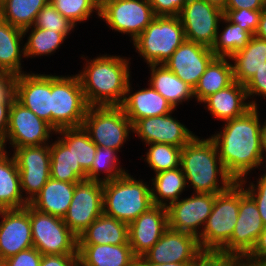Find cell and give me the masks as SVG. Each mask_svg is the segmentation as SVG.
<instances>
[{"mask_svg":"<svg viewBox=\"0 0 266 266\" xmlns=\"http://www.w3.org/2000/svg\"><path fill=\"white\" fill-rule=\"evenodd\" d=\"M15 99L51 125V73L28 71L17 76Z\"/></svg>","mask_w":266,"mask_h":266,"instance_id":"cell-20","label":"cell"},{"mask_svg":"<svg viewBox=\"0 0 266 266\" xmlns=\"http://www.w3.org/2000/svg\"><path fill=\"white\" fill-rule=\"evenodd\" d=\"M152 176L149 180L154 205L168 207L188 190L181 167L161 171Z\"/></svg>","mask_w":266,"mask_h":266,"instance_id":"cell-33","label":"cell"},{"mask_svg":"<svg viewBox=\"0 0 266 266\" xmlns=\"http://www.w3.org/2000/svg\"><path fill=\"white\" fill-rule=\"evenodd\" d=\"M261 167L263 170L266 172V119L264 120V126H263V131H262V163Z\"/></svg>","mask_w":266,"mask_h":266,"instance_id":"cell-56","label":"cell"},{"mask_svg":"<svg viewBox=\"0 0 266 266\" xmlns=\"http://www.w3.org/2000/svg\"><path fill=\"white\" fill-rule=\"evenodd\" d=\"M216 194L190 193L167 207L168 227L199 238L211 214Z\"/></svg>","mask_w":266,"mask_h":266,"instance_id":"cell-14","label":"cell"},{"mask_svg":"<svg viewBox=\"0 0 266 266\" xmlns=\"http://www.w3.org/2000/svg\"><path fill=\"white\" fill-rule=\"evenodd\" d=\"M78 244H129L128 224L102 213L79 235Z\"/></svg>","mask_w":266,"mask_h":266,"instance_id":"cell-31","label":"cell"},{"mask_svg":"<svg viewBox=\"0 0 266 266\" xmlns=\"http://www.w3.org/2000/svg\"><path fill=\"white\" fill-rule=\"evenodd\" d=\"M75 186L76 183L50 178L29 204L40 212L63 218L72 201Z\"/></svg>","mask_w":266,"mask_h":266,"instance_id":"cell-28","label":"cell"},{"mask_svg":"<svg viewBox=\"0 0 266 266\" xmlns=\"http://www.w3.org/2000/svg\"><path fill=\"white\" fill-rule=\"evenodd\" d=\"M254 35L258 38L266 40V8L262 10L258 28Z\"/></svg>","mask_w":266,"mask_h":266,"instance_id":"cell-55","label":"cell"},{"mask_svg":"<svg viewBox=\"0 0 266 266\" xmlns=\"http://www.w3.org/2000/svg\"><path fill=\"white\" fill-rule=\"evenodd\" d=\"M16 78L10 73H0V102H13Z\"/></svg>","mask_w":266,"mask_h":266,"instance_id":"cell-48","label":"cell"},{"mask_svg":"<svg viewBox=\"0 0 266 266\" xmlns=\"http://www.w3.org/2000/svg\"><path fill=\"white\" fill-rule=\"evenodd\" d=\"M204 252L198 238L167 228L158 242L143 256L152 263H194Z\"/></svg>","mask_w":266,"mask_h":266,"instance_id":"cell-18","label":"cell"},{"mask_svg":"<svg viewBox=\"0 0 266 266\" xmlns=\"http://www.w3.org/2000/svg\"><path fill=\"white\" fill-rule=\"evenodd\" d=\"M96 3H97V5L100 7L103 3H105L106 1H108V0H94Z\"/></svg>","mask_w":266,"mask_h":266,"instance_id":"cell-60","label":"cell"},{"mask_svg":"<svg viewBox=\"0 0 266 266\" xmlns=\"http://www.w3.org/2000/svg\"><path fill=\"white\" fill-rule=\"evenodd\" d=\"M251 37L252 35L249 32L239 25L230 22L223 16L219 24L215 43L211 50L216 57H230L235 52L243 49Z\"/></svg>","mask_w":266,"mask_h":266,"instance_id":"cell-38","label":"cell"},{"mask_svg":"<svg viewBox=\"0 0 266 266\" xmlns=\"http://www.w3.org/2000/svg\"><path fill=\"white\" fill-rule=\"evenodd\" d=\"M223 16L222 9L205 0H188L179 15L186 40L212 48Z\"/></svg>","mask_w":266,"mask_h":266,"instance_id":"cell-15","label":"cell"},{"mask_svg":"<svg viewBox=\"0 0 266 266\" xmlns=\"http://www.w3.org/2000/svg\"><path fill=\"white\" fill-rule=\"evenodd\" d=\"M206 2H208L209 4H212L222 10L225 9L227 0H205Z\"/></svg>","mask_w":266,"mask_h":266,"instance_id":"cell-58","label":"cell"},{"mask_svg":"<svg viewBox=\"0 0 266 266\" xmlns=\"http://www.w3.org/2000/svg\"><path fill=\"white\" fill-rule=\"evenodd\" d=\"M88 108L76 74H51V126L56 131L82 127Z\"/></svg>","mask_w":266,"mask_h":266,"instance_id":"cell-7","label":"cell"},{"mask_svg":"<svg viewBox=\"0 0 266 266\" xmlns=\"http://www.w3.org/2000/svg\"><path fill=\"white\" fill-rule=\"evenodd\" d=\"M242 259H258L266 261V228L261 232L252 251Z\"/></svg>","mask_w":266,"mask_h":266,"instance_id":"cell-52","label":"cell"},{"mask_svg":"<svg viewBox=\"0 0 266 266\" xmlns=\"http://www.w3.org/2000/svg\"><path fill=\"white\" fill-rule=\"evenodd\" d=\"M23 30L0 18V73L15 76L27 73L22 62L25 59Z\"/></svg>","mask_w":266,"mask_h":266,"instance_id":"cell-27","label":"cell"},{"mask_svg":"<svg viewBox=\"0 0 266 266\" xmlns=\"http://www.w3.org/2000/svg\"><path fill=\"white\" fill-rule=\"evenodd\" d=\"M265 8V0H227L224 10H263Z\"/></svg>","mask_w":266,"mask_h":266,"instance_id":"cell-51","label":"cell"},{"mask_svg":"<svg viewBox=\"0 0 266 266\" xmlns=\"http://www.w3.org/2000/svg\"><path fill=\"white\" fill-rule=\"evenodd\" d=\"M168 228L167 207L154 205L128 225L129 245L136 257L143 256Z\"/></svg>","mask_w":266,"mask_h":266,"instance_id":"cell-22","label":"cell"},{"mask_svg":"<svg viewBox=\"0 0 266 266\" xmlns=\"http://www.w3.org/2000/svg\"><path fill=\"white\" fill-rule=\"evenodd\" d=\"M180 167L186 178L188 191L193 193H221L235 180L220 160L215 142L210 136H195L181 149Z\"/></svg>","mask_w":266,"mask_h":266,"instance_id":"cell-3","label":"cell"},{"mask_svg":"<svg viewBox=\"0 0 266 266\" xmlns=\"http://www.w3.org/2000/svg\"><path fill=\"white\" fill-rule=\"evenodd\" d=\"M29 203L21 191L20 174L10 152L0 154V210L21 209Z\"/></svg>","mask_w":266,"mask_h":266,"instance_id":"cell-29","label":"cell"},{"mask_svg":"<svg viewBox=\"0 0 266 266\" xmlns=\"http://www.w3.org/2000/svg\"><path fill=\"white\" fill-rule=\"evenodd\" d=\"M120 159L121 156L118 155L116 150L107 147H97L91 168L86 172L87 180L104 183L125 175L129 170L122 166L123 163Z\"/></svg>","mask_w":266,"mask_h":266,"instance_id":"cell-39","label":"cell"},{"mask_svg":"<svg viewBox=\"0 0 266 266\" xmlns=\"http://www.w3.org/2000/svg\"><path fill=\"white\" fill-rule=\"evenodd\" d=\"M193 263H152L149 262L144 256L136 258V266H192Z\"/></svg>","mask_w":266,"mask_h":266,"instance_id":"cell-54","label":"cell"},{"mask_svg":"<svg viewBox=\"0 0 266 266\" xmlns=\"http://www.w3.org/2000/svg\"><path fill=\"white\" fill-rule=\"evenodd\" d=\"M260 111V107H252L245 114L223 122L221 129H217L219 131L209 135L215 142L224 168L235 182L248 176L252 179V171L256 173L255 170H262V131L265 118H261Z\"/></svg>","mask_w":266,"mask_h":266,"instance_id":"cell-1","label":"cell"},{"mask_svg":"<svg viewBox=\"0 0 266 266\" xmlns=\"http://www.w3.org/2000/svg\"><path fill=\"white\" fill-rule=\"evenodd\" d=\"M229 58L234 80L246 85L266 62V40L253 35L243 49Z\"/></svg>","mask_w":266,"mask_h":266,"instance_id":"cell-30","label":"cell"},{"mask_svg":"<svg viewBox=\"0 0 266 266\" xmlns=\"http://www.w3.org/2000/svg\"><path fill=\"white\" fill-rule=\"evenodd\" d=\"M155 14L148 0H108L99 8V19L104 26L128 35L133 42L154 20Z\"/></svg>","mask_w":266,"mask_h":266,"instance_id":"cell-10","label":"cell"},{"mask_svg":"<svg viewBox=\"0 0 266 266\" xmlns=\"http://www.w3.org/2000/svg\"><path fill=\"white\" fill-rule=\"evenodd\" d=\"M240 206V183L216 194L211 214L198 238L204 253H218L231 239Z\"/></svg>","mask_w":266,"mask_h":266,"instance_id":"cell-6","label":"cell"},{"mask_svg":"<svg viewBox=\"0 0 266 266\" xmlns=\"http://www.w3.org/2000/svg\"><path fill=\"white\" fill-rule=\"evenodd\" d=\"M39 266H79L78 254L42 255Z\"/></svg>","mask_w":266,"mask_h":266,"instance_id":"cell-49","label":"cell"},{"mask_svg":"<svg viewBox=\"0 0 266 266\" xmlns=\"http://www.w3.org/2000/svg\"><path fill=\"white\" fill-rule=\"evenodd\" d=\"M11 104L12 102H0V146H3L5 140Z\"/></svg>","mask_w":266,"mask_h":266,"instance_id":"cell-53","label":"cell"},{"mask_svg":"<svg viewBox=\"0 0 266 266\" xmlns=\"http://www.w3.org/2000/svg\"><path fill=\"white\" fill-rule=\"evenodd\" d=\"M246 266H266V261L258 259H240Z\"/></svg>","mask_w":266,"mask_h":266,"instance_id":"cell-57","label":"cell"},{"mask_svg":"<svg viewBox=\"0 0 266 266\" xmlns=\"http://www.w3.org/2000/svg\"><path fill=\"white\" fill-rule=\"evenodd\" d=\"M50 178L69 183L87 180V173L76 164L72 151L57 136L50 143Z\"/></svg>","mask_w":266,"mask_h":266,"instance_id":"cell-34","label":"cell"},{"mask_svg":"<svg viewBox=\"0 0 266 266\" xmlns=\"http://www.w3.org/2000/svg\"><path fill=\"white\" fill-rule=\"evenodd\" d=\"M4 151V149L2 148V146H0V154Z\"/></svg>","mask_w":266,"mask_h":266,"instance_id":"cell-62","label":"cell"},{"mask_svg":"<svg viewBox=\"0 0 266 266\" xmlns=\"http://www.w3.org/2000/svg\"><path fill=\"white\" fill-rule=\"evenodd\" d=\"M49 0H4L0 4V18L22 30L33 26L40 10Z\"/></svg>","mask_w":266,"mask_h":266,"instance_id":"cell-37","label":"cell"},{"mask_svg":"<svg viewBox=\"0 0 266 266\" xmlns=\"http://www.w3.org/2000/svg\"><path fill=\"white\" fill-rule=\"evenodd\" d=\"M55 134L56 130L49 123L14 99L2 148L8 152L13 148L50 144Z\"/></svg>","mask_w":266,"mask_h":266,"instance_id":"cell-11","label":"cell"},{"mask_svg":"<svg viewBox=\"0 0 266 266\" xmlns=\"http://www.w3.org/2000/svg\"><path fill=\"white\" fill-rule=\"evenodd\" d=\"M8 152L19 169L24 199L30 203L50 179V144L13 148Z\"/></svg>","mask_w":266,"mask_h":266,"instance_id":"cell-13","label":"cell"},{"mask_svg":"<svg viewBox=\"0 0 266 266\" xmlns=\"http://www.w3.org/2000/svg\"><path fill=\"white\" fill-rule=\"evenodd\" d=\"M229 266H246L241 260L235 259Z\"/></svg>","mask_w":266,"mask_h":266,"instance_id":"cell-59","label":"cell"},{"mask_svg":"<svg viewBox=\"0 0 266 266\" xmlns=\"http://www.w3.org/2000/svg\"><path fill=\"white\" fill-rule=\"evenodd\" d=\"M66 19L77 25L88 22L90 18L99 19V6L94 0H49ZM97 16V17H95Z\"/></svg>","mask_w":266,"mask_h":266,"instance_id":"cell-41","label":"cell"},{"mask_svg":"<svg viewBox=\"0 0 266 266\" xmlns=\"http://www.w3.org/2000/svg\"><path fill=\"white\" fill-rule=\"evenodd\" d=\"M23 37L25 42V60L29 58L36 59V57L43 58L44 56L51 57L59 51L65 40H67L62 33L35 26L25 28L23 30Z\"/></svg>","mask_w":266,"mask_h":266,"instance_id":"cell-35","label":"cell"},{"mask_svg":"<svg viewBox=\"0 0 266 266\" xmlns=\"http://www.w3.org/2000/svg\"><path fill=\"white\" fill-rule=\"evenodd\" d=\"M79 266H136L129 244H78Z\"/></svg>","mask_w":266,"mask_h":266,"instance_id":"cell-25","label":"cell"},{"mask_svg":"<svg viewBox=\"0 0 266 266\" xmlns=\"http://www.w3.org/2000/svg\"><path fill=\"white\" fill-rule=\"evenodd\" d=\"M57 136L73 153L76 164L87 172L93 163L97 146L83 127L63 128L56 131Z\"/></svg>","mask_w":266,"mask_h":266,"instance_id":"cell-36","label":"cell"},{"mask_svg":"<svg viewBox=\"0 0 266 266\" xmlns=\"http://www.w3.org/2000/svg\"><path fill=\"white\" fill-rule=\"evenodd\" d=\"M188 0H148L155 16H179Z\"/></svg>","mask_w":266,"mask_h":266,"instance_id":"cell-46","label":"cell"},{"mask_svg":"<svg viewBox=\"0 0 266 266\" xmlns=\"http://www.w3.org/2000/svg\"><path fill=\"white\" fill-rule=\"evenodd\" d=\"M31 247L29 204L21 209L0 210V257L6 259Z\"/></svg>","mask_w":266,"mask_h":266,"instance_id":"cell-19","label":"cell"},{"mask_svg":"<svg viewBox=\"0 0 266 266\" xmlns=\"http://www.w3.org/2000/svg\"><path fill=\"white\" fill-rule=\"evenodd\" d=\"M103 183L82 180L76 183L64 223L77 236L103 213Z\"/></svg>","mask_w":266,"mask_h":266,"instance_id":"cell-16","label":"cell"},{"mask_svg":"<svg viewBox=\"0 0 266 266\" xmlns=\"http://www.w3.org/2000/svg\"><path fill=\"white\" fill-rule=\"evenodd\" d=\"M82 70L76 75L89 106H120L126 88L132 80L131 57L123 55L97 54L96 57L80 55Z\"/></svg>","mask_w":266,"mask_h":266,"instance_id":"cell-2","label":"cell"},{"mask_svg":"<svg viewBox=\"0 0 266 266\" xmlns=\"http://www.w3.org/2000/svg\"><path fill=\"white\" fill-rule=\"evenodd\" d=\"M234 81L230 58L215 57L194 88L196 103L200 105L207 97L231 85Z\"/></svg>","mask_w":266,"mask_h":266,"instance_id":"cell-32","label":"cell"},{"mask_svg":"<svg viewBox=\"0 0 266 266\" xmlns=\"http://www.w3.org/2000/svg\"><path fill=\"white\" fill-rule=\"evenodd\" d=\"M254 176V181L250 177H245L244 179L238 181L244 188L245 192L254 200L257 205L258 211L260 213L261 219L266 228V172L257 173Z\"/></svg>","mask_w":266,"mask_h":266,"instance_id":"cell-43","label":"cell"},{"mask_svg":"<svg viewBox=\"0 0 266 266\" xmlns=\"http://www.w3.org/2000/svg\"><path fill=\"white\" fill-rule=\"evenodd\" d=\"M125 175L103 183V213L130 224L154 206L149 182Z\"/></svg>","mask_w":266,"mask_h":266,"instance_id":"cell-4","label":"cell"},{"mask_svg":"<svg viewBox=\"0 0 266 266\" xmlns=\"http://www.w3.org/2000/svg\"><path fill=\"white\" fill-rule=\"evenodd\" d=\"M245 89L252 107L259 108L261 99H265L266 102V62L245 85Z\"/></svg>","mask_w":266,"mask_h":266,"instance_id":"cell-45","label":"cell"},{"mask_svg":"<svg viewBox=\"0 0 266 266\" xmlns=\"http://www.w3.org/2000/svg\"><path fill=\"white\" fill-rule=\"evenodd\" d=\"M201 104L212 118L221 123L235 119L252 108L245 85L237 81L210 95Z\"/></svg>","mask_w":266,"mask_h":266,"instance_id":"cell-24","label":"cell"},{"mask_svg":"<svg viewBox=\"0 0 266 266\" xmlns=\"http://www.w3.org/2000/svg\"><path fill=\"white\" fill-rule=\"evenodd\" d=\"M234 260L219 253H203L192 266H229Z\"/></svg>","mask_w":266,"mask_h":266,"instance_id":"cell-50","label":"cell"},{"mask_svg":"<svg viewBox=\"0 0 266 266\" xmlns=\"http://www.w3.org/2000/svg\"><path fill=\"white\" fill-rule=\"evenodd\" d=\"M133 81L134 79L129 81L124 101L120 105L132 125L141 118L166 115L174 110V107L148 82L141 89V86L136 85V88L139 87L136 89L132 87Z\"/></svg>","mask_w":266,"mask_h":266,"instance_id":"cell-23","label":"cell"},{"mask_svg":"<svg viewBox=\"0 0 266 266\" xmlns=\"http://www.w3.org/2000/svg\"><path fill=\"white\" fill-rule=\"evenodd\" d=\"M0 266H6L5 259H2L1 257H0Z\"/></svg>","mask_w":266,"mask_h":266,"instance_id":"cell-61","label":"cell"},{"mask_svg":"<svg viewBox=\"0 0 266 266\" xmlns=\"http://www.w3.org/2000/svg\"><path fill=\"white\" fill-rule=\"evenodd\" d=\"M174 109L166 115L141 118L132 125L133 135L142 142V145L150 143H165L182 148L188 144L197 134L191 131L184 122H180Z\"/></svg>","mask_w":266,"mask_h":266,"instance_id":"cell-17","label":"cell"},{"mask_svg":"<svg viewBox=\"0 0 266 266\" xmlns=\"http://www.w3.org/2000/svg\"><path fill=\"white\" fill-rule=\"evenodd\" d=\"M42 254L34 247L6 258V266H39Z\"/></svg>","mask_w":266,"mask_h":266,"instance_id":"cell-47","label":"cell"},{"mask_svg":"<svg viewBox=\"0 0 266 266\" xmlns=\"http://www.w3.org/2000/svg\"><path fill=\"white\" fill-rule=\"evenodd\" d=\"M215 57L211 48L185 40L164 65L194 89Z\"/></svg>","mask_w":266,"mask_h":266,"instance_id":"cell-21","label":"cell"},{"mask_svg":"<svg viewBox=\"0 0 266 266\" xmlns=\"http://www.w3.org/2000/svg\"><path fill=\"white\" fill-rule=\"evenodd\" d=\"M148 83L160 93L173 107L179 108V105H184L194 98V89L182 81L164 64H149Z\"/></svg>","mask_w":266,"mask_h":266,"instance_id":"cell-26","label":"cell"},{"mask_svg":"<svg viewBox=\"0 0 266 266\" xmlns=\"http://www.w3.org/2000/svg\"><path fill=\"white\" fill-rule=\"evenodd\" d=\"M185 40L179 16H155L131 43L141 61L149 65L164 64Z\"/></svg>","mask_w":266,"mask_h":266,"instance_id":"cell-5","label":"cell"},{"mask_svg":"<svg viewBox=\"0 0 266 266\" xmlns=\"http://www.w3.org/2000/svg\"><path fill=\"white\" fill-rule=\"evenodd\" d=\"M264 228L256 203L240 184V206L237 222L231 239L218 253L238 260L246 257L252 251Z\"/></svg>","mask_w":266,"mask_h":266,"instance_id":"cell-12","label":"cell"},{"mask_svg":"<svg viewBox=\"0 0 266 266\" xmlns=\"http://www.w3.org/2000/svg\"><path fill=\"white\" fill-rule=\"evenodd\" d=\"M82 127L97 147L119 154L133 134L132 123L121 106H89Z\"/></svg>","mask_w":266,"mask_h":266,"instance_id":"cell-8","label":"cell"},{"mask_svg":"<svg viewBox=\"0 0 266 266\" xmlns=\"http://www.w3.org/2000/svg\"><path fill=\"white\" fill-rule=\"evenodd\" d=\"M33 247L42 255L78 254V237L63 218L40 212L29 204Z\"/></svg>","mask_w":266,"mask_h":266,"instance_id":"cell-9","label":"cell"},{"mask_svg":"<svg viewBox=\"0 0 266 266\" xmlns=\"http://www.w3.org/2000/svg\"><path fill=\"white\" fill-rule=\"evenodd\" d=\"M33 26L62 33L67 39L77 30L76 26L58 12L50 2L40 10Z\"/></svg>","mask_w":266,"mask_h":266,"instance_id":"cell-42","label":"cell"},{"mask_svg":"<svg viewBox=\"0 0 266 266\" xmlns=\"http://www.w3.org/2000/svg\"><path fill=\"white\" fill-rule=\"evenodd\" d=\"M144 146L148 148H145L144 156L140 159L147 163V168L149 167L153 174L180 167L182 148L165 143H150Z\"/></svg>","mask_w":266,"mask_h":266,"instance_id":"cell-40","label":"cell"},{"mask_svg":"<svg viewBox=\"0 0 266 266\" xmlns=\"http://www.w3.org/2000/svg\"><path fill=\"white\" fill-rule=\"evenodd\" d=\"M224 16L232 23L239 25L252 36L255 34L262 10H223Z\"/></svg>","mask_w":266,"mask_h":266,"instance_id":"cell-44","label":"cell"}]
</instances>
